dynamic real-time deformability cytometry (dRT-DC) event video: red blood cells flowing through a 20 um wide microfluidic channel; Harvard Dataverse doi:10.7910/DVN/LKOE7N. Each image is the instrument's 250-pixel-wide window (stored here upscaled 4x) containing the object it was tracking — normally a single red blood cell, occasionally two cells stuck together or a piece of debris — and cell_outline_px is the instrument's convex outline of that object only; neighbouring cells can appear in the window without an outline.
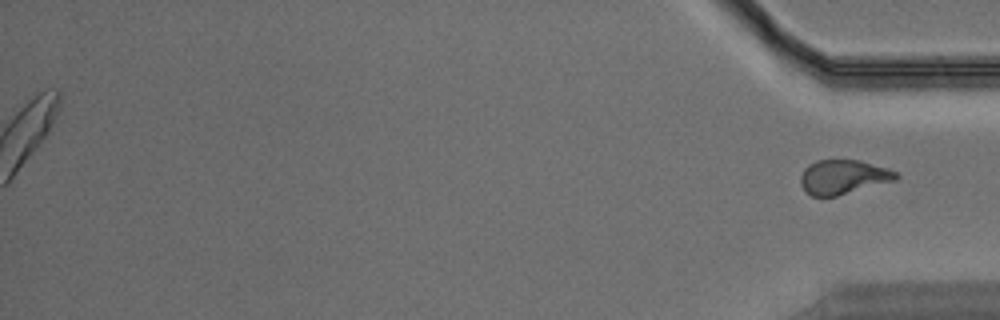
{"species": "Egyptian fruit bat (a non-hibernating species)", "species_latin": "Rousettus aegyptiacus", "temperature_condition": "warm", "stored_images_in_passage": 39, "segment_of_instrument_passage": [2, 2], "camera_frame_rate_fps": 3000, "um_per_image_px": 0.085, "animal": {"sex": "male"}, "frame": {"image": 1, "passage_image": 39, "time_ms": 12.667, "image_size_px": [1000, 320], "cell_outline_px": [[900, 176], [896, 180], [836, 196], [812, 196], [800, 184], [800, 176], [804, 168], [808, 164], [816, 160], [860, 160], [888, 168], [896, 172]], "centroid_in_image_um": [71.67, 15.03], "position_along_channel_um": 363.5, "area_um2": 19.07}}